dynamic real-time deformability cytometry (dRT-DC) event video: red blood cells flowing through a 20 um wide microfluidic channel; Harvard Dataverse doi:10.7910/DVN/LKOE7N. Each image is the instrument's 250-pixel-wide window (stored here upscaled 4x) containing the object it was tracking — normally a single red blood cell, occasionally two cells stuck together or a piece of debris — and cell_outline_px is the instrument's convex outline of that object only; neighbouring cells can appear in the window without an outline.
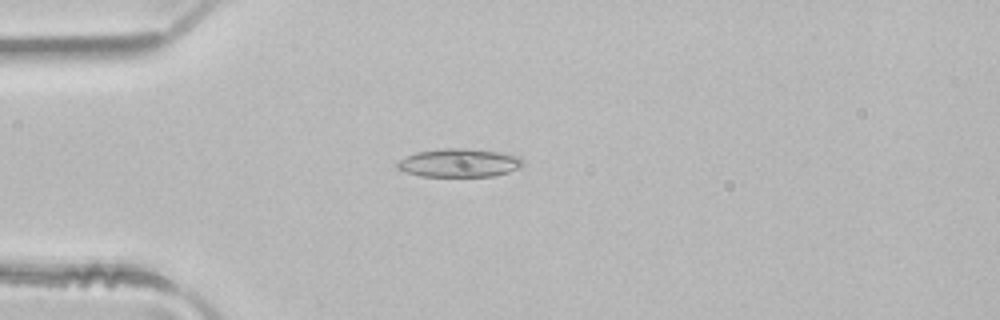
{"species": "common noctule bat (a hibernating species)", "species_latin": "Nyctalus noctula", "temperature_condition": "room temperature", "stored_images_in_passage": 49, "camera_frame_rate_fps": 3000, "um_per_image_px": 0.085, "animal": {"sex": "male", "body_mass_g": 21.5, "forearm_length_mm": 52.0}, "frame": {"image": 1, "passage_image": 13, "time_ms": 4.0, "image_size_px": [1000, 320], "cell_outline_px": [[524, 164], [520, 168], [508, 172], [492, 176], [420, 176], [404, 172], [396, 168], [396, 160], [416, 152], [444, 148], [468, 148], [500, 152], [520, 156], [524, 160]], "centroid_in_image_um": [39.02, 13.84], "position_along_channel_um": 46.0, "area_um2": 21.1}}
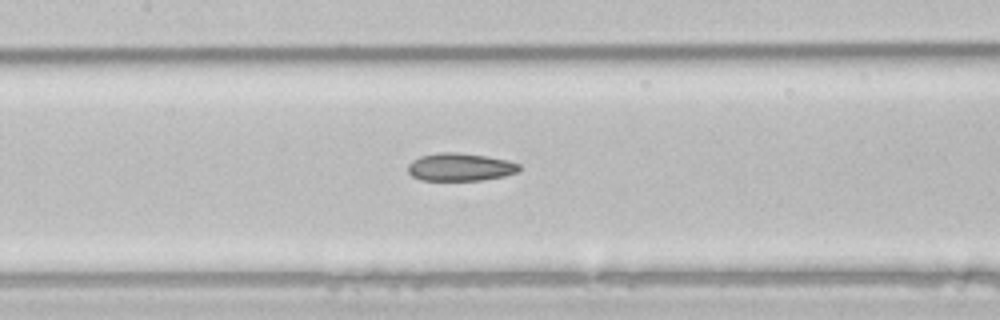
{"frame": {"image": 2, "passage_image": 23, "time_ms": 7.333, "image_size_px": [1000, 320], "cell_outline_px": [[520, 172], [504, 176], [480, 180], [420, 180], [412, 176], [408, 172], [408, 164], [412, 160], [420, 156], [440, 152], [456, 152], [488, 156], [508, 160], [520, 164]], "centroid_in_image_um": [39.13, 14.19], "position_along_channel_um": 168.3, "area_um2": 18.21}}
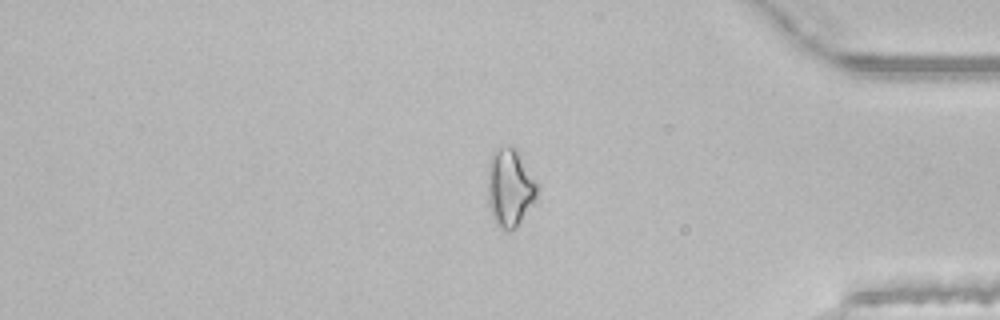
{"frame": {"image": 3, "passage_image": 41, "time_ms": 13.333, "image_size_px": [1000, 320], "cell_outline_px": [[536, 196], [516, 228], [504, 232], [496, 224], [492, 216], [488, 204], [488, 160], [492, 152], [508, 144], [512, 144], [516, 148], [536, 184]], "centroid_in_image_um": [43.28, 15.94], "position_along_channel_um": 391.9, "area_um2": 22.2}, "authors_computed_cell_mechanics": {"area_um2": 20.4034, "velocity_mm_per_s": 4.1528, "shape_relaxation_time_tau1_ms": null, "shape_relaxation_time_tau2_ms": 3.613, "deformation_change_tau1": null, "deformation_change_tau2": 0.1156}}